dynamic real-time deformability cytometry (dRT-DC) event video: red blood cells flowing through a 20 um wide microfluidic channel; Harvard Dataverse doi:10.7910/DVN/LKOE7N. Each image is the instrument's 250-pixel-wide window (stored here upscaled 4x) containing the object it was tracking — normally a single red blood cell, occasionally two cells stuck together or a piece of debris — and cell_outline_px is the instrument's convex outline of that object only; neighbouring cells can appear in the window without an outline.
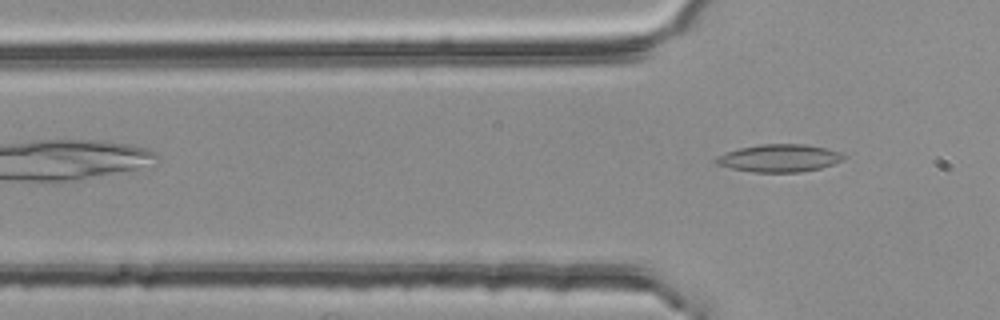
{"species": "common noctule bat (a hibernating species)", "species_latin": "Nyctalus noctula", "temperature_condition": "room temperature", "stored_images_in_passage": 2, "camera_frame_rate_fps": 3000, "um_per_image_px": 0.085, "animal": {"sex": "female", "body_mass_g": 25.1}, "frame": {"image": 1, "passage_image": 2, "time_ms": 0.333, "image_size_px": [1000, 320], "cell_outline_px": [[844, 160], [820, 168], [800, 172], [752, 172], [732, 168], [716, 164], [716, 156], [724, 152], [740, 148], [760, 144], [804, 144], [824, 148], [840, 152], [844, 156]], "centroid_in_image_um": [66.22, 13.44], "position_along_channel_um": 59.6, "area_um2": 20.4}}